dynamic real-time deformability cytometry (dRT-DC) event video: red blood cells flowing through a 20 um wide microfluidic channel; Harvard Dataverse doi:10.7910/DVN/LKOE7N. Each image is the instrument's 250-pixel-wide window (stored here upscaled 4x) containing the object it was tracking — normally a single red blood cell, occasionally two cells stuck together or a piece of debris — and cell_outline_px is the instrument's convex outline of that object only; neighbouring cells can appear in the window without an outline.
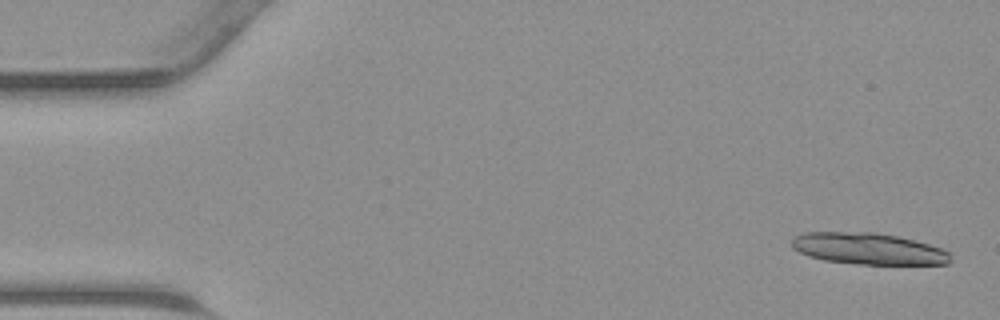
{"species": "common noctule bat (a hibernating species)", "species_latin": "Nyctalus noctula", "temperature_condition": "warm", "stored_images_in_passage": 13, "camera_frame_rate_fps": 3000, "um_per_image_px": 0.085, "animal": {"sex": "male", "body_mass_g": 23.1, "forearm_length_mm": 52.7}, "frame": {"image": 1, "passage_image": 1, "time_ms": 0.0, "image_size_px": [1000, 320], "cell_outline_px": [[952, 260], [948, 264], [860, 264], [824, 260], [808, 256], [792, 248], [792, 236], [804, 232], [872, 232], [896, 236], [928, 244], [940, 248], [948, 252], [952, 256]], "centroid_in_image_um": [73.78, 21.14], "position_along_channel_um": 11.2, "area_um2": 29.07}}